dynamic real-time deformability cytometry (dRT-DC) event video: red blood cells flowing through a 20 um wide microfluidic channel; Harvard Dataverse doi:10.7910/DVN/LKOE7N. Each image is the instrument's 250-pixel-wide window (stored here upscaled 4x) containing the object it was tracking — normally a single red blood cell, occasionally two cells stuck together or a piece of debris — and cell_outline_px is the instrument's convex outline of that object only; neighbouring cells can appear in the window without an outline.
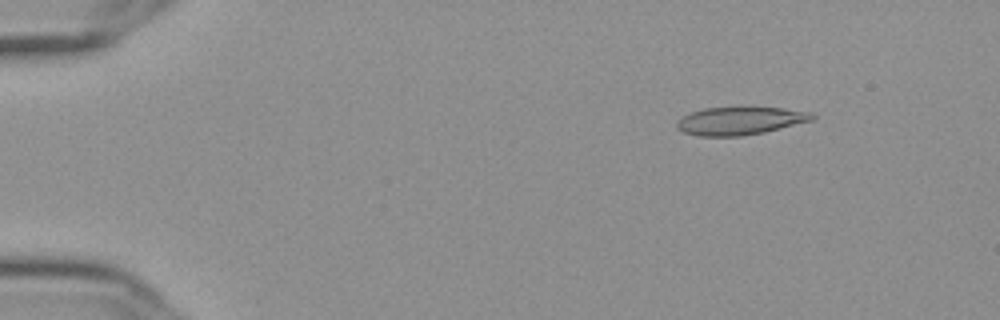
{"species": "Egyptian fruit bat (a non-hibernating species)", "species_latin": "Rousettus aegyptiacus", "temperature_condition": "cold", "stored_images_in_passage": 53, "camera_frame_rate_fps": 3000, "um_per_image_px": 0.085, "frame": {"image": 1, "passage_image": 4, "time_ms": 1.0, "image_size_px": [1000, 320], "cell_outline_px": [[816, 116], [812, 120], [764, 132], [740, 136], [700, 136], [684, 132], [676, 128], [676, 120], [692, 112], [704, 108], [784, 108], [812, 112]], "centroid_in_image_um": [62.89, 10.27], "position_along_channel_um": 22.1, "area_um2": 21.73}}
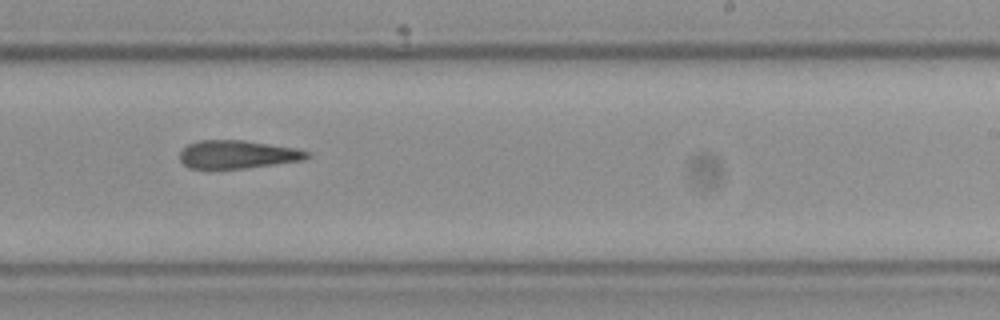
{"frame": {"image": 2, "passage_image": 32, "time_ms": 10.333, "image_size_px": [1000, 320], "cell_outline_px": [[312, 156], [304, 160], [244, 168], [188, 168], [180, 160], [180, 152], [188, 144], [200, 140], [244, 140], [296, 148], [308, 152]], "centroid_in_image_um": [20.2, 13.12], "position_along_channel_um": 268.8, "area_um2": 20.75}}
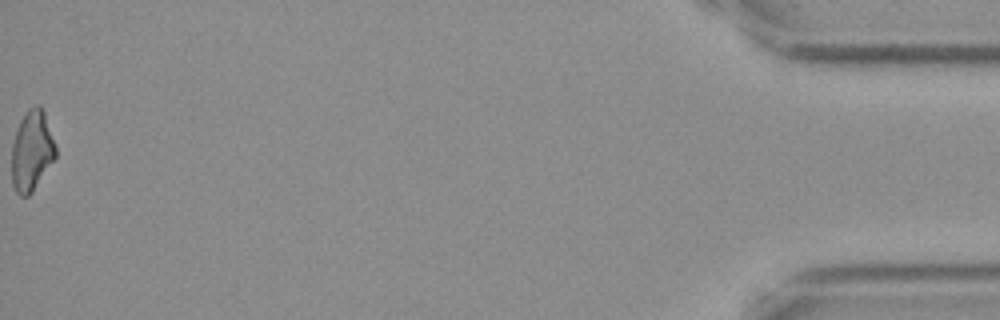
{"frame": {"image": 3, "passage_image": 53, "time_ms": 17.333, "image_size_px": [1000, 320], "cell_outline_px": [[56, 156], [32, 192], [28, 196], [20, 196], [16, 192], [12, 184], [12, 144], [20, 120], [28, 108], [36, 104], [40, 104], [44, 112], [56, 144]], "centroid_in_image_um": [2.7, 12.8], "position_along_channel_um": 432.5, "area_um2": 20.58}, "authors_computed_cell_mechanics": {"area_um2": 21.5594, "velocity_mm_per_s": 3.6538, "shape_relaxation_time_tau1_ms": null, "shape_relaxation_time_tau2_ms": 4.7544, "deformation_change_tau1": null, "deformation_change_tau2": 0.1772}}